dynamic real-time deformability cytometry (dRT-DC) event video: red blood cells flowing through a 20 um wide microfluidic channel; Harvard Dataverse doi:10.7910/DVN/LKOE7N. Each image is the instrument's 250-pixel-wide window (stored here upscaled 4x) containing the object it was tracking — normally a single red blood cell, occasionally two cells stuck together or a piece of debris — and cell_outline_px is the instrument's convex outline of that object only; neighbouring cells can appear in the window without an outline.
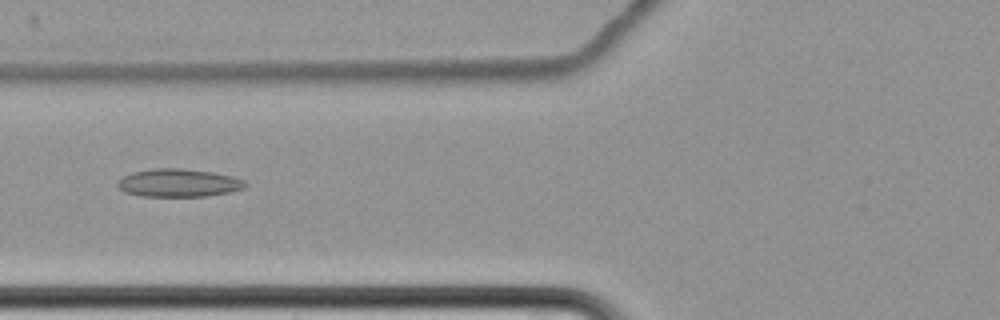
{"species": "common noctule bat (a hibernating species)", "species_latin": "Nyctalus noctula", "temperature_condition": "cold", "stored_images_in_passage": 8, "camera_frame_rate_fps": 3000, "um_per_image_px": 0.085, "animal": {"sex": "female", "body_mass_g": 22.7, "forearm_length_mm": 54.2}, "frame": {"image": 1, "passage_image": 8, "time_ms": 8.333, "image_size_px": [1000, 320], "cell_outline_px": [[248, 184], [244, 188], [228, 192], [208, 196], [140, 196], [124, 192], [116, 184], [124, 176], [132, 172], [152, 168], [184, 168], [212, 172], [232, 176], [244, 180]], "centroid_in_image_um": [15.18, 15.54], "position_along_channel_um": 110.6, "area_um2": 20.87}}